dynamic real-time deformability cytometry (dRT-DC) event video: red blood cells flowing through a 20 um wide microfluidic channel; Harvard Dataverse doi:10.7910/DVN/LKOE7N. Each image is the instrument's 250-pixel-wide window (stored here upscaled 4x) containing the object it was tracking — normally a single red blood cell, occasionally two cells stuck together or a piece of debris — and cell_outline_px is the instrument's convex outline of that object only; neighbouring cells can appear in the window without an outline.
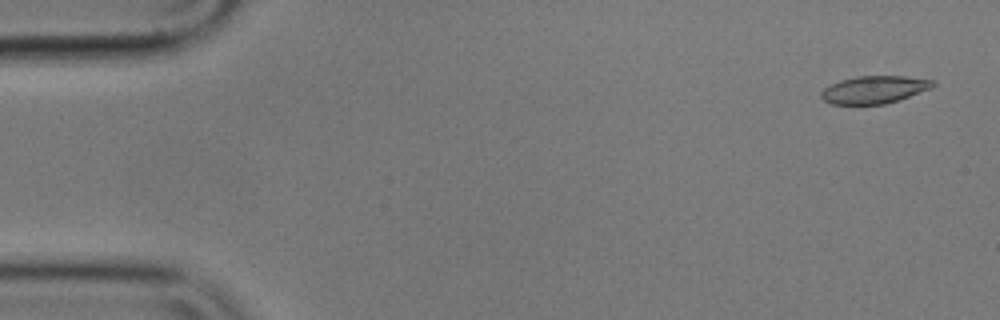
{"species": "common noctule bat (a hibernating species)", "species_latin": "Nyctalus noctula", "temperature_condition": "cold", "stored_images_in_passage": 20, "camera_frame_rate_fps": 3000, "um_per_image_px": 0.085, "animal": {"sex": "male", "body_mass_g": 17.9}, "frame": {"image": 1, "passage_image": 3, "time_ms": 0.667, "image_size_px": [1000, 320], "cell_outline_px": [[936, 84], [932, 88], [900, 100], [884, 104], [832, 104], [824, 100], [820, 96], [820, 92], [824, 88], [840, 80], [856, 76], [904, 76], [936, 80]], "centroid_in_image_um": [74.35, 7.61], "position_along_channel_um": 10.7, "area_um2": 18.09}}
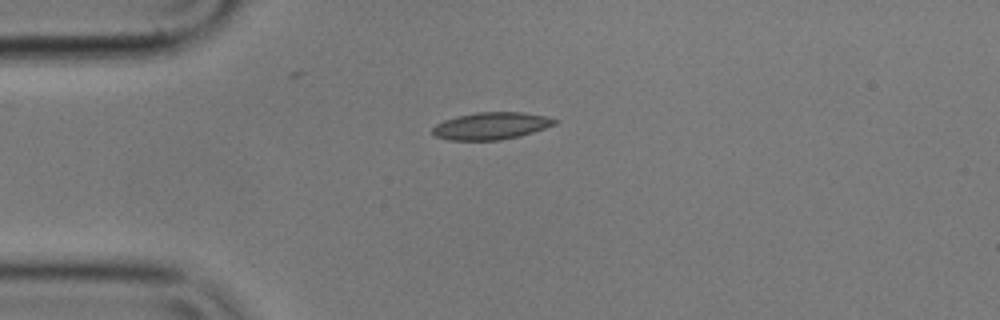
{"frame": {"image": 2, "passage_image": 14, "time_ms": 4.333, "image_size_px": [1000, 320], "cell_outline_px": [[560, 120], [556, 124], [520, 136], [500, 140], [448, 140], [436, 136], [432, 132], [432, 128], [436, 124], [444, 120], [476, 112], [520, 112], [544, 116]], "centroid_in_image_um": [41.75, 10.7], "position_along_channel_um": 43.3, "area_um2": 19.19}}
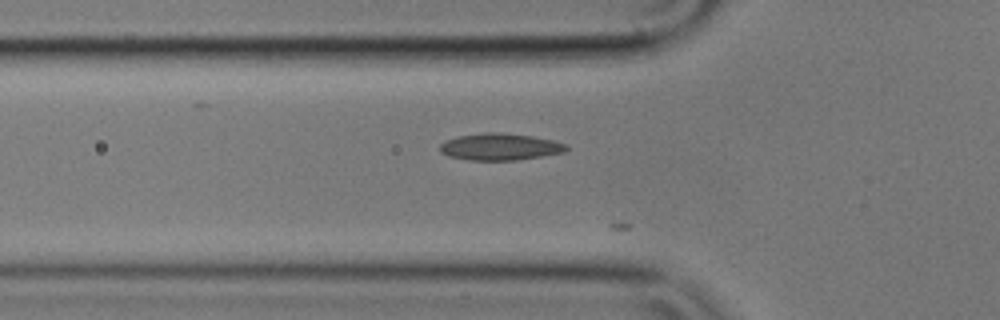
{"frame": {"image": 3, "passage_image": 19, "time_ms": 6.0, "image_size_px": [1000, 320], "cell_outline_px": [[568, 148], [564, 152], [516, 160], [468, 160], [448, 156], [440, 152], [440, 144], [444, 140], [456, 136], [484, 132], [492, 132], [532, 136], [552, 140], [568, 144]], "centroid_in_image_um": [42.46, 12.47], "position_along_channel_um": 83.3, "area_um2": 19.77}}